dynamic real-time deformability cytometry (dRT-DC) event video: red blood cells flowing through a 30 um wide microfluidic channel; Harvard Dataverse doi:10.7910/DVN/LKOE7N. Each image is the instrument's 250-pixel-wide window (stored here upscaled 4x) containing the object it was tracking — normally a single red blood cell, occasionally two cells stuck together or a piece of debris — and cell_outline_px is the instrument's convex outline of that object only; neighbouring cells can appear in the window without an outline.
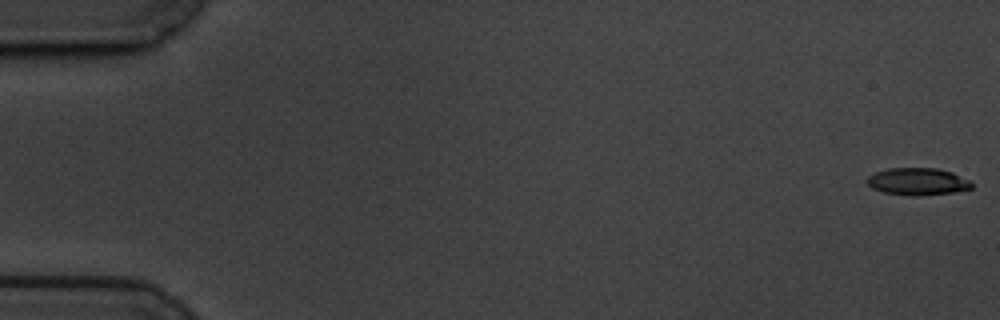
{"species": "common noctule bat (a hibernating species)", "species_latin": "Nyctalus noctula", "temperature_condition": "cold", "stored_images_in_passage": 59, "camera_frame_rate_fps": 3000, "um_per_image_px": 0.085, "animal": {"sex": "male", "body_mass_g": 19.5, "forearm_length_mm": 54.6}, "frame": {"image": 1, "passage_image": 1, "time_ms": 0.0, "image_size_px": [1000, 320], "cell_outline_px": [[972, 188], [952, 192], [916, 196], [912, 196], [884, 192], [872, 188], [868, 184], [868, 176], [876, 172], [888, 168], [936, 168], [952, 172], [968, 180], [972, 184]], "centroid_in_image_um": [77.99, 15.42], "position_along_channel_um": 7.0, "area_um2": 16.36}}
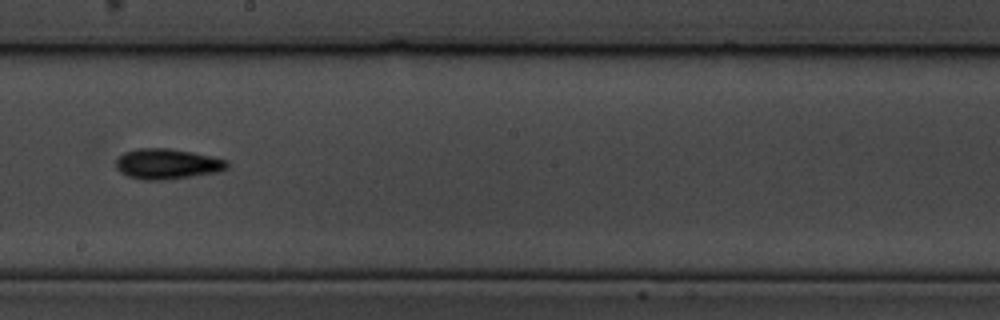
{"frame": {"image": 2, "passage_image": 34, "time_ms": 11.0, "image_size_px": [1000, 320], "cell_outline_px": [[228, 168], [216, 172], [164, 180], [144, 180], [128, 176], [120, 172], [116, 168], [116, 160], [124, 152], [136, 148], [168, 148], [192, 152], [212, 156], [228, 160]], "centroid_in_image_um": [14.2, 13.92], "position_along_channel_um": 234.0, "area_um2": 19.65}}
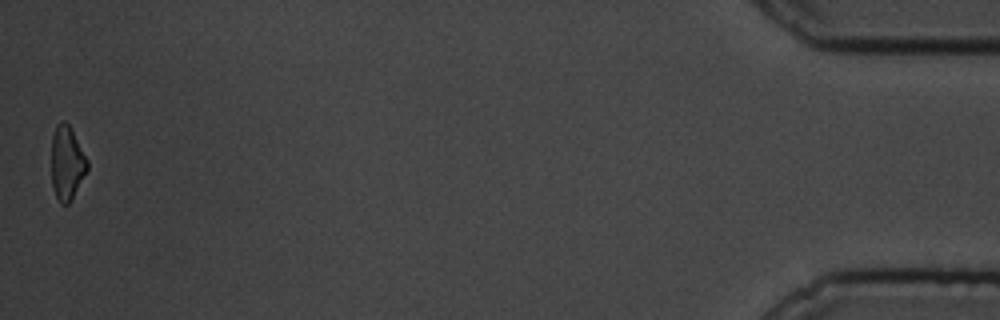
{"frame": {"image": 3, "passage_image": 59, "time_ms": 19.333, "image_size_px": [1000, 320], "cell_outline_px": [[88, 168], [72, 200], [68, 204], [60, 204], [56, 196], [52, 184], [52, 136], [56, 124], [64, 120], [68, 124], [88, 160]], "centroid_in_image_um": [5.68, 13.87], "position_along_channel_um": 429.5, "area_um2": 15.32}, "authors_computed_cell_mechanics": {"area_um2": 17.34, "velocity_mm_per_s": 3.4225, "shape_relaxation_time_tau1_ms": 3.3113, "shape_relaxation_time_tau2_ms": null, "deformation_change_tau1": 0.1148, "deformation_change_tau2": null}}